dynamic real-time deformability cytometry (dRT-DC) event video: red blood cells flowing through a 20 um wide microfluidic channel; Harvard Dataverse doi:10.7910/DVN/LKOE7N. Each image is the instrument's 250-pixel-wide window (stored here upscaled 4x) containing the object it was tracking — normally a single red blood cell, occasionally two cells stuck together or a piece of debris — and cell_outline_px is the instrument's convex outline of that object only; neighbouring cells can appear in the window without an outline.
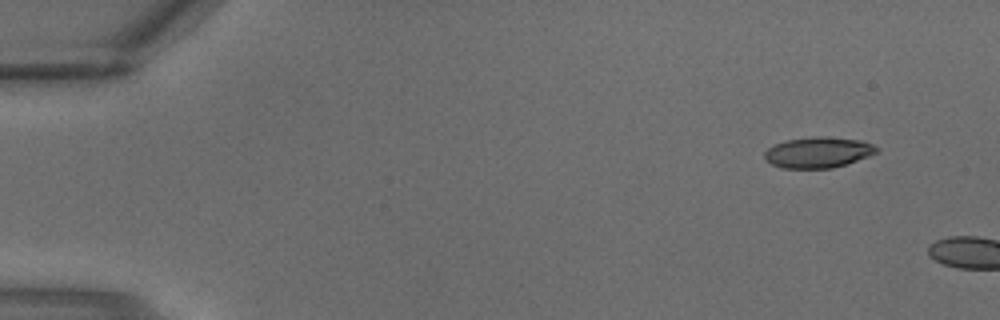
{"species": "common noctule bat (a hibernating species)", "species_latin": "Nyctalus noctula", "temperature_condition": "warm", "stored_images_in_passage": 3, "camera_frame_rate_fps": 3000, "um_per_image_px": 0.085, "animal": {"sex": "male", "body_mass_g": 18.8}, "frame": {"image": 1, "passage_image": 1, "time_ms": 0.0, "image_size_px": [1000, 320], "cell_outline_px": [[880, 152], [832, 168], [780, 168], [764, 160], [764, 152], [768, 148], [784, 140], [812, 136], [824, 136], [864, 140], [880, 148]], "centroid_in_image_um": [69.54, 12.94], "position_along_channel_um": 15.5, "area_um2": 20.35}}
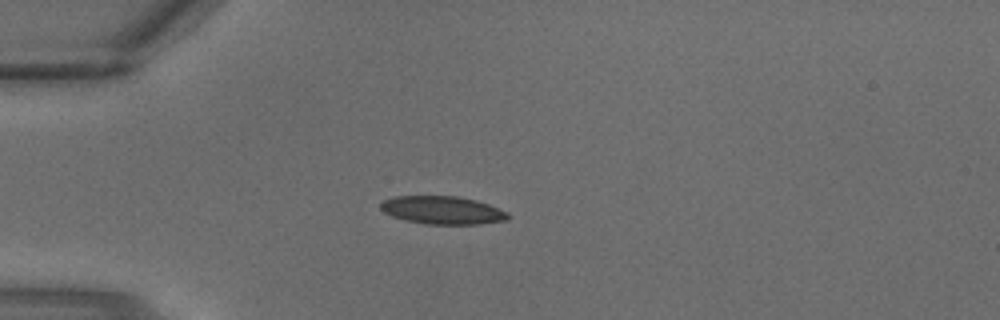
{"frame": {"image": 2, "passage_image": 3, "time_ms": 0.667, "image_size_px": [1000, 320], "cell_outline_px": [[508, 220], [480, 224], [424, 224], [404, 220], [392, 216], [384, 212], [380, 208], [380, 204], [384, 200], [396, 196], [456, 196], [476, 200], [488, 204], [508, 212]], "centroid_in_image_um": [37.6, 17.87], "position_along_channel_um": 47.4, "area_um2": 20.81}}